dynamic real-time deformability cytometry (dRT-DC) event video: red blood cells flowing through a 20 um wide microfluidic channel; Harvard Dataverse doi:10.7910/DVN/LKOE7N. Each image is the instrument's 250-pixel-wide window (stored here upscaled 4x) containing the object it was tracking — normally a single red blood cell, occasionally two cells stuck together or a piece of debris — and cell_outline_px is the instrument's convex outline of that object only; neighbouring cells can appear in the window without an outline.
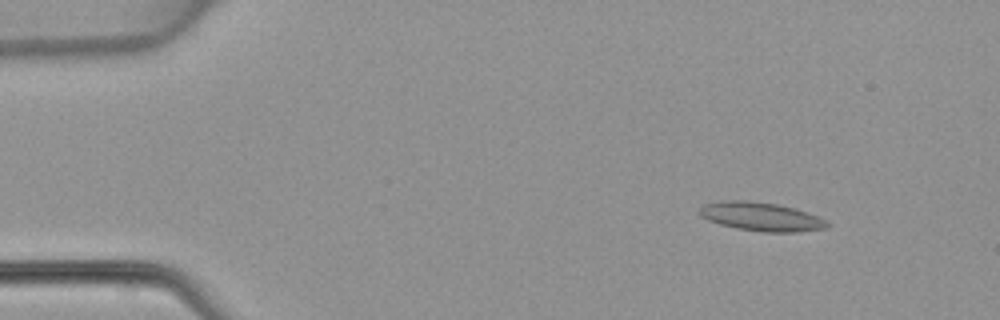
{"species": "common noctule bat (a hibernating species)", "species_latin": "Nyctalus noctula", "temperature_condition": "warm", "stored_images_in_passage": 13, "camera_frame_rate_fps": 3000, "um_per_image_px": 0.085, "animal": {"sex": "female", "body_mass_g": 22.7, "forearm_length_mm": 54.2}, "frame": {"image": 1, "passage_image": 6, "time_ms": 1.667, "image_size_px": [1000, 320], "cell_outline_px": [[828, 228], [796, 232], [764, 232], [736, 228], [720, 224], [708, 220], [700, 216], [696, 212], [704, 204], [720, 200], [748, 200], [776, 204], [796, 208], [808, 212], [824, 220], [828, 224]], "centroid_in_image_um": [64.64, 18.4], "position_along_channel_um": 20.4, "area_um2": 21.44}}